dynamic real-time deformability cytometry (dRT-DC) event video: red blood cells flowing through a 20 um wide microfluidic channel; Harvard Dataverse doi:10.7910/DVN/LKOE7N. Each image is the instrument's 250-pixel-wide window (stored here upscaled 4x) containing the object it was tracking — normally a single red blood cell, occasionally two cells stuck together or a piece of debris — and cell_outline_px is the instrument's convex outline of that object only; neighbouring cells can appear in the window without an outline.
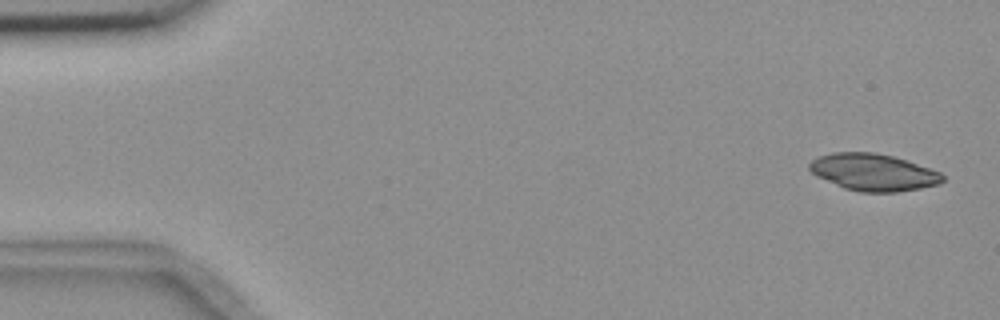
{"species": "common noctule bat (a hibernating species)", "species_latin": "Nyctalus noctula", "temperature_condition": "room temperature", "stored_images_in_passage": 5, "camera_frame_rate_fps": 3000, "um_per_image_px": 0.085, "animal": {"sex": "female", "body_mass_g": 18.4}, "frame": {"image": 1, "passage_image": 1, "time_ms": 0.0, "image_size_px": [1000, 320], "cell_outline_px": [[944, 180], [940, 184], [920, 188], [896, 192], [860, 192], [844, 188], [816, 176], [808, 168], [808, 164], [812, 160], [820, 156], [832, 152], [876, 152], [892, 156], [940, 172], [944, 176]], "centroid_in_image_um": [74.21, 14.64], "position_along_channel_um": 10.8, "area_um2": 28.55}}